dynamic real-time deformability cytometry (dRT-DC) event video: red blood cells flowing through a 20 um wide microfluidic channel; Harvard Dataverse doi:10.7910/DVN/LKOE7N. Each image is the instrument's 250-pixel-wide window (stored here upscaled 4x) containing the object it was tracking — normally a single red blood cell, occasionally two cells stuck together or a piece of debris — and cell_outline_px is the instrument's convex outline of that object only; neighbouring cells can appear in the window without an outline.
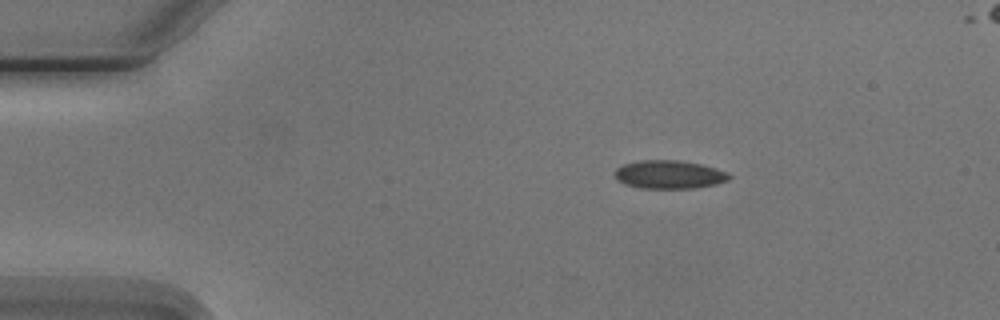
{"species": "Egyptian fruit bat (a non-hibernating species)", "species_latin": "Rousettus aegyptiacus", "temperature_condition": "cold", "stored_images_in_passage": 4, "segment_of_instrument_passage": [1, 2], "camera_frame_rate_fps": 3000, "um_per_image_px": 0.085, "animal": {"sex": "male"}, "frame": {"image": 1, "passage_image": 1, "time_ms": 0.0, "image_size_px": [1000, 320], "cell_outline_px": [[732, 176], [728, 180], [716, 184], [696, 188], [644, 188], [624, 184], [616, 180], [612, 172], [616, 168], [624, 164], [640, 160], [680, 160], [700, 164], [716, 168], [728, 172]], "centroid_in_image_um": [56.86, 14.83], "position_along_channel_um": 28.1, "area_um2": 19.07}}